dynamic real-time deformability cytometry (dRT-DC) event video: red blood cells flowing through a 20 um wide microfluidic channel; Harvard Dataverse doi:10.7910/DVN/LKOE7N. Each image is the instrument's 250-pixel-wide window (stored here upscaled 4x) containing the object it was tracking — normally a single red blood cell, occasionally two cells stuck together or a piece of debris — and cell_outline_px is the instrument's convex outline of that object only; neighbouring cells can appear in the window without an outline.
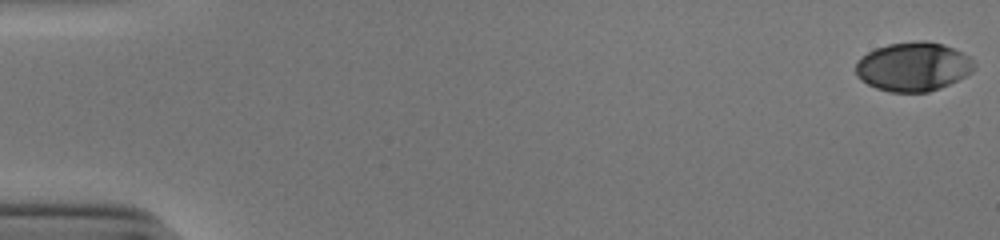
{"species": "human", "species_latin": "Homo sapiens", "temperature_condition": "cold", "stored_images_in_passage": 53, "camera_frame_rate_fps": 3000, "um_per_image_px": 0.085, "donor": {"sex": "male"}, "frame": {"image": 1, "passage_image": 1, "time_ms": 0.0, "image_size_px": [1000, 240], "cell_outline_px": [[976, 68], [972, 72], [940, 88], [928, 92], [888, 92], [876, 88], [860, 80], [856, 76], [856, 60], [860, 56], [876, 48], [888, 44], [916, 40], [924, 40], [944, 44], [968, 56], [976, 64]], "centroid_in_image_um": [77.59, 5.66], "position_along_channel_um": 7.4, "area_um2": 33.99}}
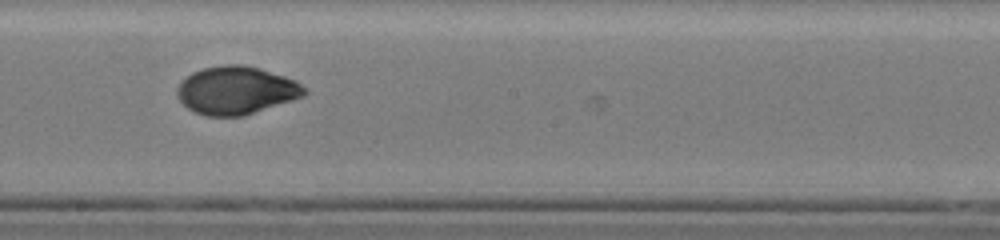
{"frame": {"image": 2, "passage_image": 31, "time_ms": 10.0, "image_size_px": [1000, 240], "cell_outline_px": [[308, 92], [304, 96], [244, 116], [208, 116], [196, 112], [188, 108], [180, 100], [176, 92], [176, 88], [192, 72], [204, 68], [224, 64], [240, 64], [260, 68], [296, 80]], "centroid_in_image_um": [20.09, 7.68], "position_along_channel_um": 228.1, "area_um2": 35.37}}
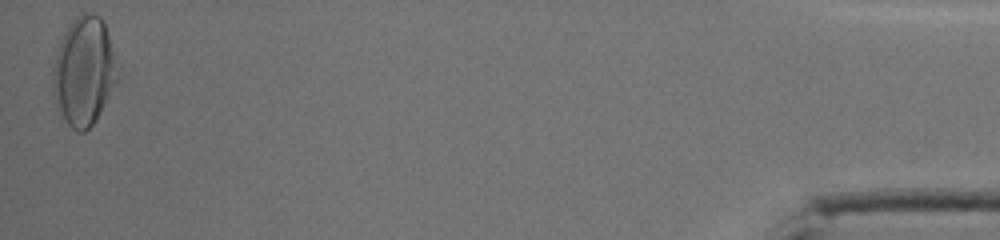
{"frame": {"image": 3, "passage_image": 53, "time_ms": 17.333, "image_size_px": [1000, 240], "cell_outline_px": [[120, 80], [92, 124], [84, 132], [76, 132], [68, 124], [60, 112], [52, 96], [52, 72], [56, 52], [60, 40], [76, 16], [84, 12], [92, 12], [100, 16], [104, 20], [116, 60], [120, 76]], "centroid_in_image_um": [7.15, 6.05], "position_along_channel_um": 428.1, "area_um2": 41.27}, "authors_computed_cell_mechanics": {"area_um2": 34.6222, "velocity_mm_per_s": 3.9076, "shape_relaxation_time_tau1_ms": 4.9462, "shape_relaxation_time_tau2_ms": 1.1577, "deformation_change_tau1": 0.1797, "deformation_change_tau2": 0.0355}}